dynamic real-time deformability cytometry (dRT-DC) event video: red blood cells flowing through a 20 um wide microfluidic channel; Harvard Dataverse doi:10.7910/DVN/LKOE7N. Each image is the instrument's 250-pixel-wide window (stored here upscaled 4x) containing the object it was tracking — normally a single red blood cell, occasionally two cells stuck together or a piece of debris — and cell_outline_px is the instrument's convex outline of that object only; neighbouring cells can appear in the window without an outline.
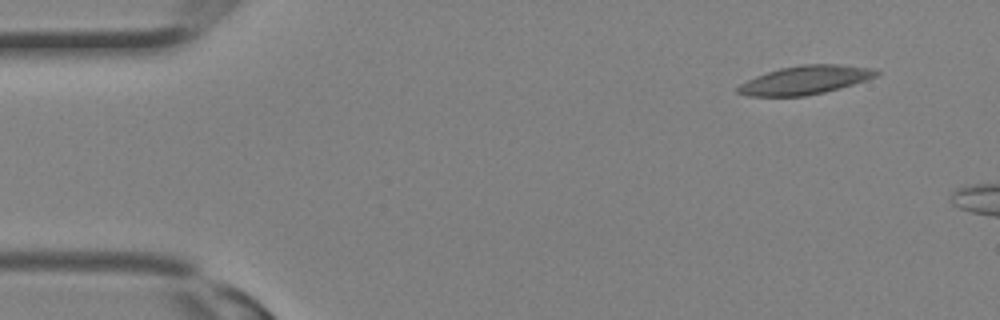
{"species": "Egyptian fruit bat (a non-hibernating species)", "species_latin": "Rousettus aegyptiacus", "temperature_condition": "room temperature", "stored_images_in_passage": 5, "camera_frame_rate_fps": 3000, "um_per_image_px": 0.085, "animal": {"sex": "female"}, "frame": {"image": 1, "passage_image": 1, "time_ms": 0.0, "image_size_px": [1000, 320], "cell_outline_px": [[880, 72], [876, 76], [840, 88], [824, 92], [804, 96], [748, 96], [736, 92], [736, 88], [740, 84], [756, 76], [780, 68], [804, 64], [840, 64], [868, 68]], "centroid_in_image_um": [68.39, 6.81], "position_along_channel_um": 16.6, "area_um2": 22.72}}